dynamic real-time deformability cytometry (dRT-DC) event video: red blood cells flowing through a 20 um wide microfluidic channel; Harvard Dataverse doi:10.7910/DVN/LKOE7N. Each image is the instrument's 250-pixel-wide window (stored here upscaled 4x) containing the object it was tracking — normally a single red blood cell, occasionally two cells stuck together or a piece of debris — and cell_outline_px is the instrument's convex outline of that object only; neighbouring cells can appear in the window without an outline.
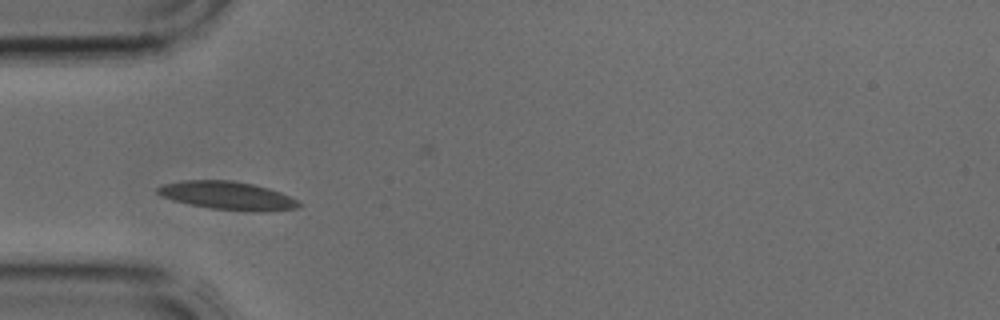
{"species": "common noctule bat (a hibernating species)", "species_latin": "Nyctalus noctula", "temperature_condition": "cold", "stored_images_in_passage": 29, "camera_frame_rate_fps": 3000, "um_per_image_px": 0.085, "animal": {"sex": "male", "body_mass_g": 17.9, "forearm_length_mm": 54.2}, "frame": {"image": 1, "passage_image": 1, "time_ms": 0.0, "image_size_px": [1000, 320], "cell_outline_px": [[304, 204], [300, 208], [268, 212], [256, 212], [212, 208], [188, 204], [172, 200], [160, 196], [156, 192], [156, 188], [164, 184], [180, 180], [232, 180], [252, 184], [268, 188], [280, 192]], "centroid_in_image_um": [19.35, 16.63], "position_along_channel_um": 65.6, "area_um2": 23.47}}
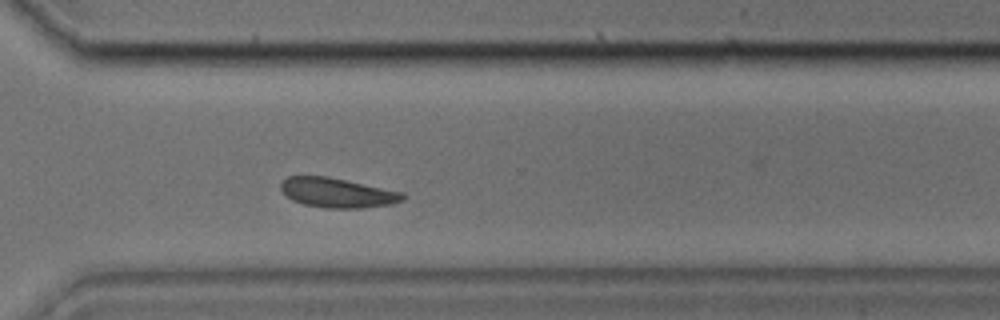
{"frame": {"image": 2, "passage_image": 18, "time_ms": 5.667, "image_size_px": [1000, 320], "cell_outline_px": [[404, 200], [392, 204], [364, 208], [324, 208], [304, 204], [292, 200], [280, 188], [280, 184], [288, 176], [328, 176], [404, 192]], "centroid_in_image_um": [28.7, 16.38], "position_along_channel_um": 341.9, "area_um2": 21.1}}
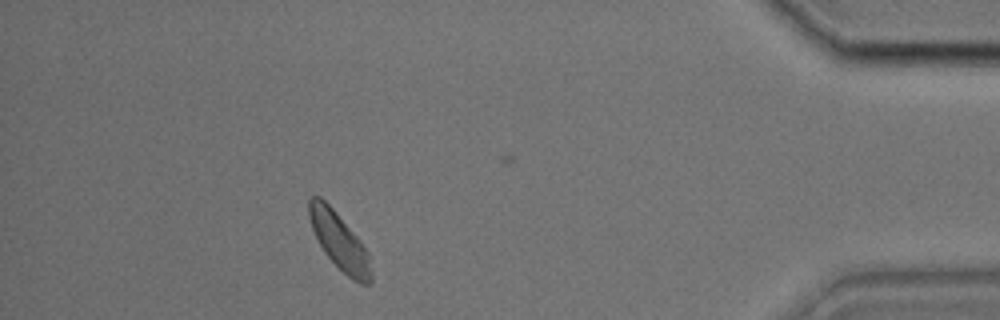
{"frame": {"image": 3, "passage_image": 25, "time_ms": 8.0, "image_size_px": [1000, 320], "cell_outline_px": [[372, 284], [360, 284], [352, 280], [324, 252], [312, 228], [308, 216], [308, 196], [320, 196], [332, 208], [360, 240], [368, 252], [372, 276]], "centroid_in_image_um": [28.84, 20.5], "position_along_channel_um": 406.4, "area_um2": 20.29}}